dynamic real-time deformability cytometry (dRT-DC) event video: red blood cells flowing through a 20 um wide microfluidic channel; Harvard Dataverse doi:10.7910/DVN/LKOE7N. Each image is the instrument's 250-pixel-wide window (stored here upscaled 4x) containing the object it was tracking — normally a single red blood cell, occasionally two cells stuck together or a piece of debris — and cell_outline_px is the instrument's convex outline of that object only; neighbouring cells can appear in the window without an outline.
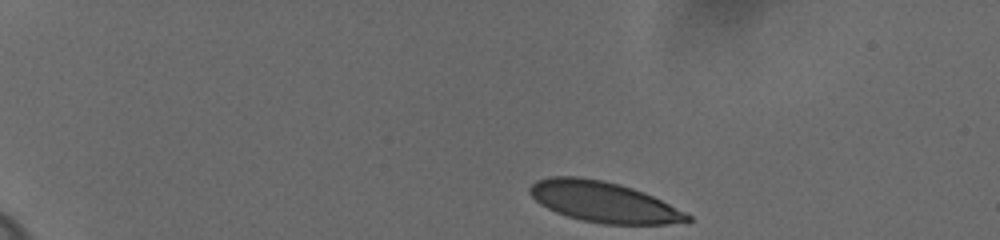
{"species": "human", "species_latin": "Homo sapiens", "temperature_condition": "cold", "stored_images_in_passage": 48, "camera_frame_rate_fps": 3000, "um_per_image_px": 0.085, "donor": {"sex": "female"}, "frame": {"image": 1, "passage_image": 1, "time_ms": 0.0, "image_size_px": [1000, 240], "cell_outline_px": [[692, 220], [668, 224], [604, 224], [580, 220], [556, 212], [540, 204], [528, 192], [528, 188], [536, 180], [548, 176], [576, 176], [600, 180], [620, 184], [644, 192], [692, 216]], "centroid_in_image_um": [51.25, 17.16], "position_along_channel_um": 33.7, "area_um2": 37.05}}
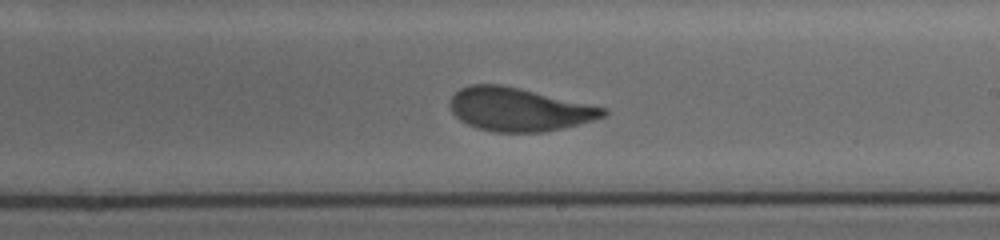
{"frame": {"image": 2, "passage_image": 27, "time_ms": 8.667, "image_size_px": [1000, 240], "cell_outline_px": [[608, 112], [604, 116], [592, 120], [544, 132], [496, 132], [476, 128], [460, 120], [452, 112], [448, 104], [452, 96], [460, 88], [468, 84], [500, 84], [520, 88], [608, 108]], "centroid_in_image_um": [44.07, 9.29], "position_along_channel_um": 244.9, "area_um2": 38.61}}
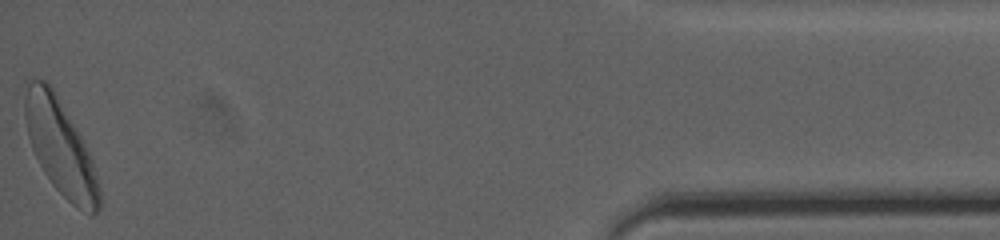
{"frame": {"image": 3, "passage_image": 48, "time_ms": 15.667, "image_size_px": [1000, 240], "cell_outline_px": [[100, 208], [92, 216], [76, 208], [52, 184], [44, 172], [32, 148], [28, 136], [24, 116], [24, 96], [28, 84], [32, 80], [48, 80], [56, 92], [80, 136], [92, 160], [100, 188]], "centroid_in_image_um": [5.13, 12.53], "position_along_channel_um": 430.1, "area_um2": 40.81}, "authors_computed_cell_mechanics": {"area_um2": 38.7838, "velocity_mm_per_s": 3.6017, "shape_relaxation_time_tau1_ms": 4.4113, "shape_relaxation_time_tau2_ms": null, "deformation_change_tau1": 0.1703, "deformation_change_tau2": null}}